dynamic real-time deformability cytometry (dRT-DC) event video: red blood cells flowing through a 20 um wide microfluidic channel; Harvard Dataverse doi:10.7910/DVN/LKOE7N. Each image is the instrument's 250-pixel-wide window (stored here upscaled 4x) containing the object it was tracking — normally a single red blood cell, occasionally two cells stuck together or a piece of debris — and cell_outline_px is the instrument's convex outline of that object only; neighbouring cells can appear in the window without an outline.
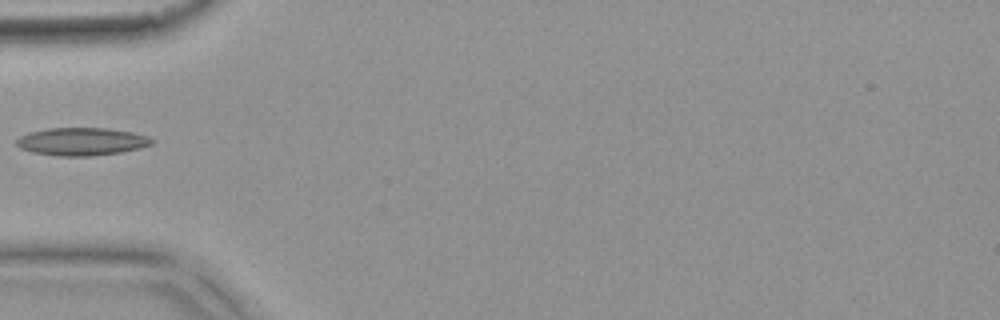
{"species": "common noctule bat (a hibernating species)", "species_latin": "Nyctalus noctula", "temperature_condition": "warm", "stored_images_in_passage": 4, "camera_frame_rate_fps": 3000, "um_per_image_px": 0.085, "animal": {"sex": "female", "body_mass_g": 18.4}, "frame": {"image": 1, "passage_image": 4, "time_ms": 1.0, "image_size_px": [1000, 320], "cell_outline_px": [[156, 140], [152, 144], [140, 148], [120, 152], [92, 156], [56, 156], [32, 152], [20, 148], [16, 144], [16, 140], [20, 136], [28, 132], [48, 128], [108, 128], [132, 132], [148, 136]], "centroid_in_image_um": [6.94, 12.03], "position_along_channel_um": 78.1, "area_um2": 22.08}}